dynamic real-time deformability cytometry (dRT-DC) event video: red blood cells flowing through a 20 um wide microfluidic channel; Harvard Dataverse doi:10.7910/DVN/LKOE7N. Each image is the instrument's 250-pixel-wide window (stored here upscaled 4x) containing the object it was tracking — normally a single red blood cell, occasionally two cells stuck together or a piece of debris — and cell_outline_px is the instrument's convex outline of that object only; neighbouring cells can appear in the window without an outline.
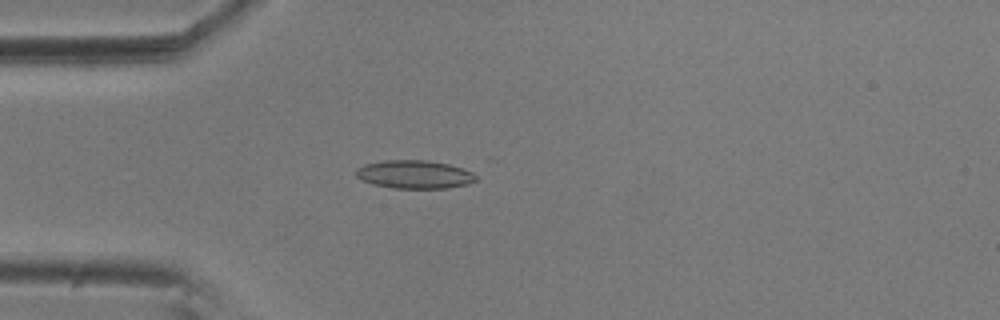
{"species": "common noctule bat (a hibernating species)", "species_latin": "Nyctalus noctula", "temperature_condition": "room temperature", "stored_images_in_passage": 27, "camera_frame_rate_fps": 3000, "um_per_image_px": 0.085, "animal": {"sex": "male", "body_mass_g": 20.5, "forearm_length_mm": 52.5}, "frame": {"image": 1, "passage_image": 6, "time_ms": 1.667, "image_size_px": [1000, 320], "cell_outline_px": [[476, 180], [468, 184], [448, 188], [392, 188], [372, 184], [360, 180], [356, 176], [356, 168], [364, 164], [384, 160], [428, 160], [448, 164], [472, 172], [476, 176]], "centroid_in_image_um": [35.19, 14.82], "position_along_channel_um": 49.8, "area_um2": 19.83}}
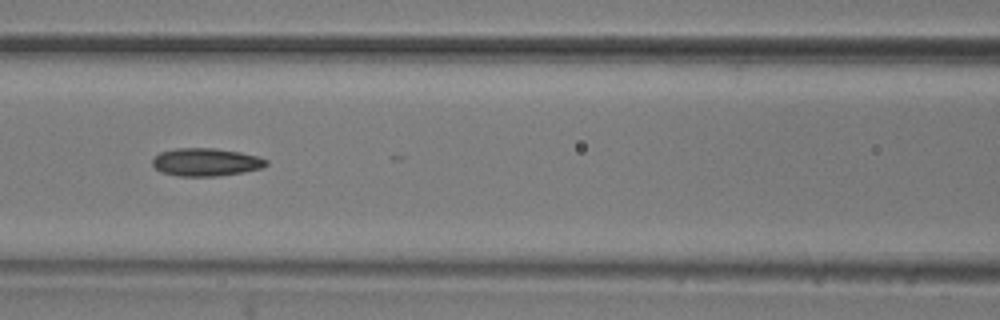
{"frame": {"image": 2, "passage_image": 15, "time_ms": 4.667, "image_size_px": [1000, 320], "cell_outline_px": [[268, 164], [260, 168], [244, 172], [216, 176], [176, 176], [160, 172], [152, 164], [152, 160], [160, 152], [176, 148], [216, 148], [240, 152], [256, 156], [268, 160]], "centroid_in_image_um": [17.48, 13.78], "position_along_channel_um": 149.1, "area_um2": 18.5}}
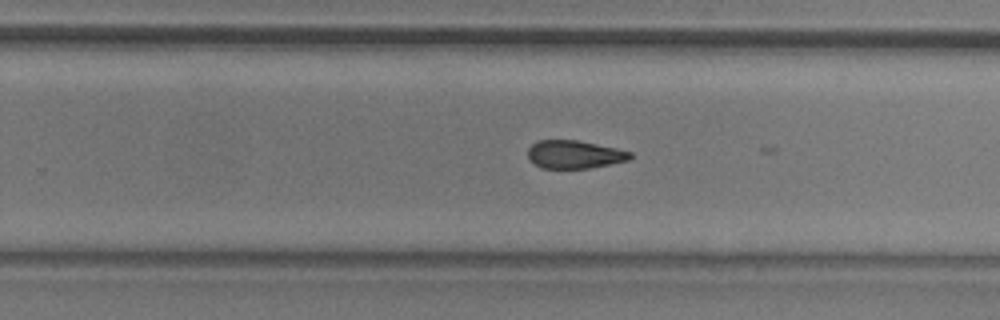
{"frame": {"image": 3, "passage_image": 26, "time_ms": 8.333, "image_size_px": [1000, 320], "cell_outline_px": [[632, 156], [628, 160], [588, 168], [540, 168], [528, 156], [528, 148], [536, 140], [576, 140], [616, 148], [632, 152]], "centroid_in_image_um": [48.81, 13.12], "position_along_channel_um": 281.0, "area_um2": 16.53}}